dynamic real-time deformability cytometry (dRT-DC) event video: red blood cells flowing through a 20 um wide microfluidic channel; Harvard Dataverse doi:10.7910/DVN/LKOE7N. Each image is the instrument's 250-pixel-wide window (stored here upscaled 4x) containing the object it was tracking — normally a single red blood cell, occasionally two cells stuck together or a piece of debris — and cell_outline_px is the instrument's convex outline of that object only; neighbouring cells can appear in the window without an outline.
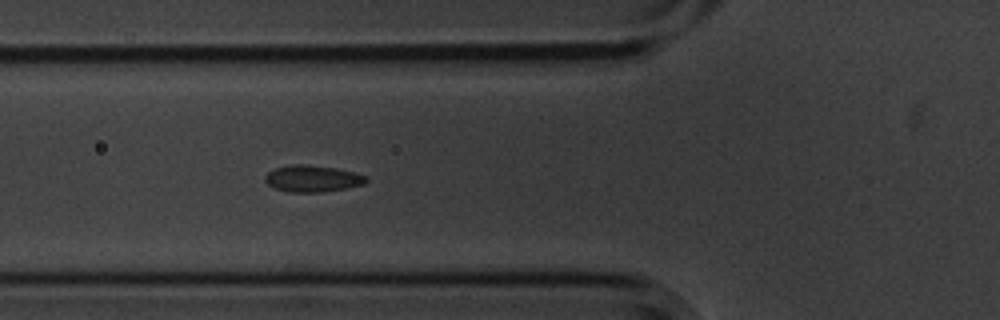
{"species": "common noctule bat (a hibernating species)", "species_latin": "Nyctalus noctula", "temperature_condition": "cold", "stored_images_in_passage": 5, "camera_frame_rate_fps": 3000, "um_per_image_px": 0.085, "animal": {"sex": "male", "body_mass_g": 20.1, "forearm_length_mm": 53.5}, "frame": {"image": 1, "passage_image": 5, "time_ms": 1.333, "image_size_px": [1000, 320], "cell_outline_px": [[368, 180], [364, 184], [348, 188], [324, 192], [288, 192], [276, 188], [268, 184], [264, 180], [264, 176], [268, 172], [276, 168], [292, 164], [304, 164], [336, 168], [368, 176]], "centroid_in_image_um": [26.57, 15.18], "position_along_channel_um": 99.2, "area_um2": 15.72}}